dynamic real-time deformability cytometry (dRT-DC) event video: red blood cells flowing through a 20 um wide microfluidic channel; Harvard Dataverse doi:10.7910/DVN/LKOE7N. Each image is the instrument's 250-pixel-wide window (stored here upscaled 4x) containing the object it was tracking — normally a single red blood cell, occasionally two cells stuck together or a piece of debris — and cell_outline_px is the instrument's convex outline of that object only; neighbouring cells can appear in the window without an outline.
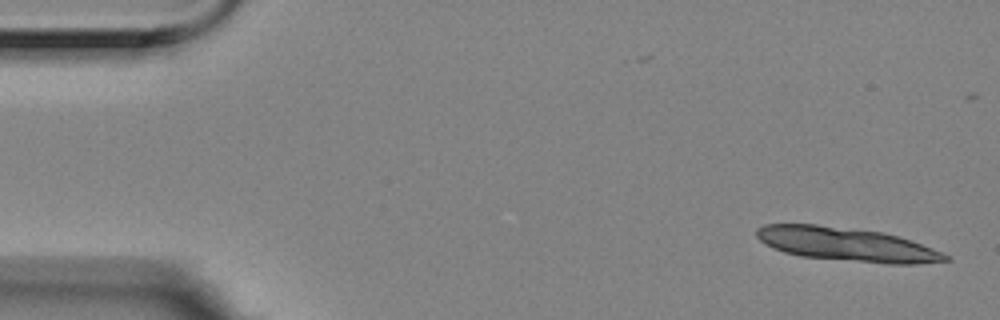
{"species": "Egyptian fruit bat (a non-hibernating species)", "species_latin": "Rousettus aegyptiacus", "temperature_condition": "room temperature", "stored_images_in_passage": 5, "camera_frame_rate_fps": 3000, "um_per_image_px": 0.085, "animal": {"sex": "female"}, "frame": {"image": 1, "passage_image": 1, "time_ms": 0.0, "image_size_px": [1000, 320], "cell_outline_px": [[952, 260], [916, 264], [888, 264], [800, 256], [784, 252], [764, 244], [756, 236], [756, 228], [764, 224], [816, 224], [884, 232], [932, 248], [952, 256]], "centroid_in_image_um": [71.96, 20.77], "position_along_channel_um": 13.0, "area_um2": 37.05}}